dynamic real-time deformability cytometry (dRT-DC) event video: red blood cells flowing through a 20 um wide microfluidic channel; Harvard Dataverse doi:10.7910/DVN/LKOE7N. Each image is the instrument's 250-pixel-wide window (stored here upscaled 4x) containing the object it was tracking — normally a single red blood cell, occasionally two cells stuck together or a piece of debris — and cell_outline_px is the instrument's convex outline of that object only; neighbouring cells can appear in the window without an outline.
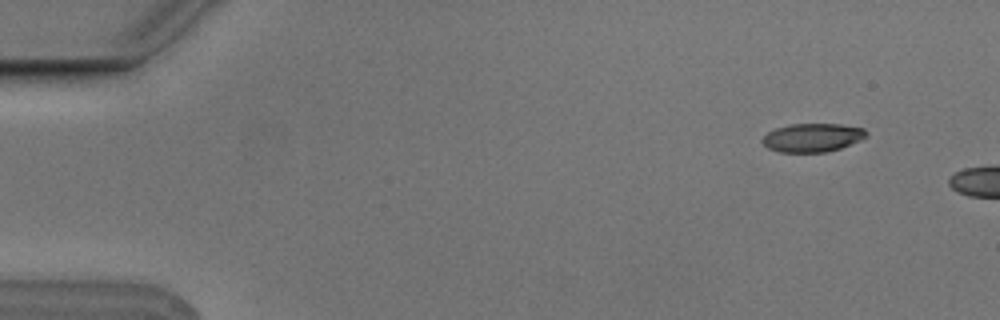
{"species": "Egyptian fruit bat (a non-hibernating species)", "species_latin": "Rousettus aegyptiacus", "temperature_condition": "cold", "stored_images_in_passage": 2, "camera_frame_rate_fps": 3000, "um_per_image_px": 0.085, "animal": {"sex": "male"}, "frame": {"image": 1, "passage_image": 1, "time_ms": 0.0, "image_size_px": [1000, 320], "cell_outline_px": [[868, 136], [860, 140], [840, 148], [828, 152], [780, 152], [768, 148], [760, 140], [768, 132], [776, 128], [792, 124], [840, 124], [864, 128], [868, 132]], "centroid_in_image_um": [69.07, 11.69], "position_along_channel_um": 15.9, "area_um2": 17.28}}